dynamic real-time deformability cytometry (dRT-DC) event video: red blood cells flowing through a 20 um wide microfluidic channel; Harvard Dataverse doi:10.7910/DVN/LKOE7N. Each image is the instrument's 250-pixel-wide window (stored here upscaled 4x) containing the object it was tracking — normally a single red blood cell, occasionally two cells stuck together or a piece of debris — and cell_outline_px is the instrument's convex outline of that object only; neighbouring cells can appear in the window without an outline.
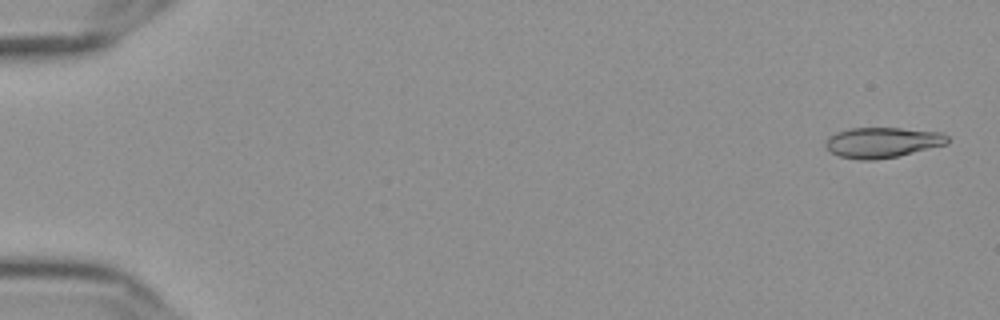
{"species": "Egyptian fruit bat (a non-hibernating species)", "species_latin": "Rousettus aegyptiacus", "temperature_condition": "cold", "stored_images_in_passage": 55, "camera_frame_rate_fps": 3000, "um_per_image_px": 0.085, "frame": {"image": 1, "passage_image": 1, "time_ms": 0.0, "image_size_px": [1000, 320], "cell_outline_px": [[948, 144], [896, 156], [876, 160], [860, 160], [840, 156], [832, 152], [824, 144], [828, 136], [836, 132], [852, 128], [900, 128], [944, 132], [948, 136]], "centroid_in_image_um": [75.02, 12.1], "position_along_channel_um": 10.0, "area_um2": 21.56}}
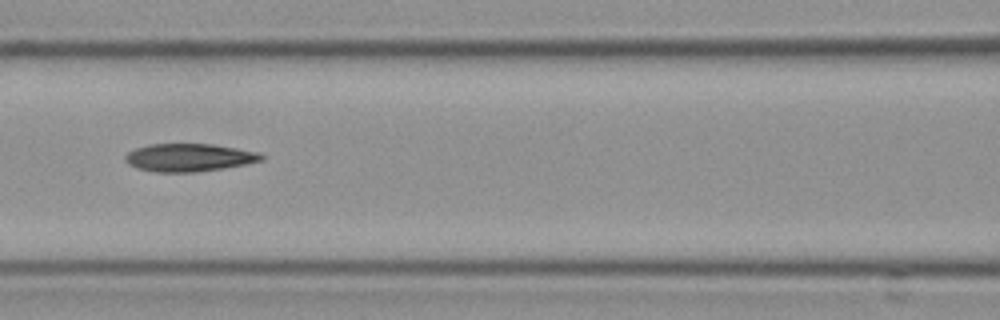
{"frame": {"image": 2, "passage_image": 25, "time_ms": 8.0, "image_size_px": [1000, 320], "cell_outline_px": [[264, 160], [244, 164], [196, 172], [156, 172], [136, 168], [128, 164], [124, 160], [124, 156], [128, 152], [136, 148], [148, 144], [212, 144], [260, 152], [264, 156]], "centroid_in_image_um": [16.04, 13.38], "position_along_channel_um": 150.6, "area_um2": 22.08}}
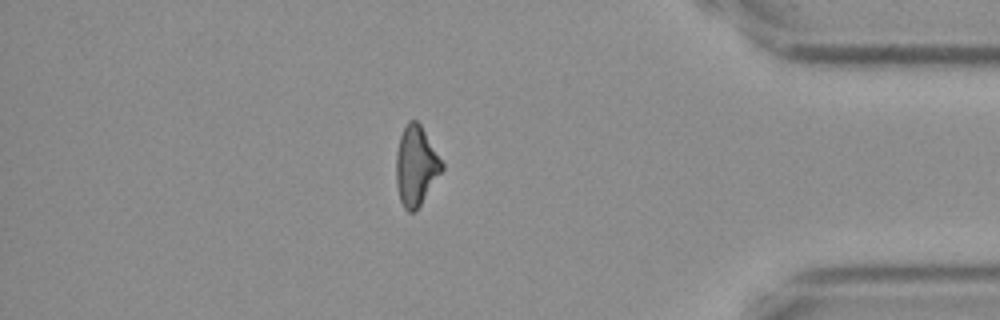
{"frame": {"image": 3, "passage_image": 48, "time_ms": 15.667, "image_size_px": [1000, 320], "cell_outline_px": [[444, 168], [420, 204], [412, 212], [408, 212], [404, 208], [400, 200], [396, 184], [396, 152], [400, 136], [408, 120], [416, 120], [420, 124], [444, 164]], "centroid_in_image_um": [35.34, 14.08], "position_along_channel_um": 399.9, "area_um2": 20.92}, "authors_computed_cell_mechanics": {"area_um2": 21.7906, "velocity_mm_per_s": 3.639, "shape_relaxation_time_tau1_ms": null, "shape_relaxation_time_tau2_ms": 3.8009, "deformation_change_tau1": null, "deformation_change_tau2": 0.1341}}